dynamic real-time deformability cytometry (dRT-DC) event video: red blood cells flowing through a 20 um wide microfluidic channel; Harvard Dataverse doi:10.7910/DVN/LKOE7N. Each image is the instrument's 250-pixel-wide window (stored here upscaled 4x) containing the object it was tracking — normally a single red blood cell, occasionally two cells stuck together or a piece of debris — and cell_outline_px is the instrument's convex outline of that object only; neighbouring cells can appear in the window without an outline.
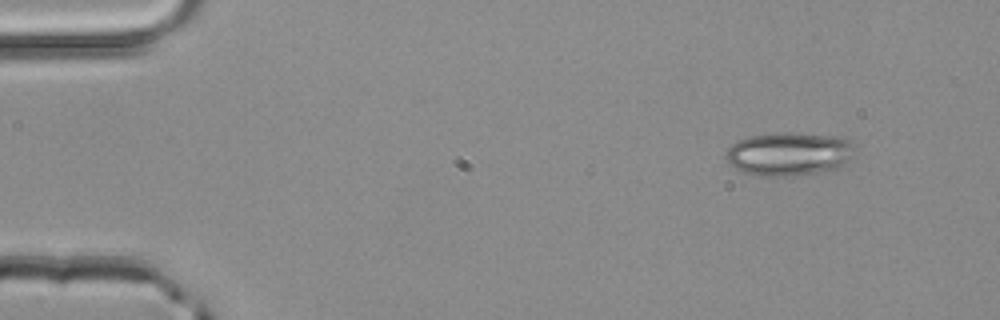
{"species": "common noctule bat (a hibernating species)", "species_latin": "Nyctalus noctula", "temperature_condition": "room temperature", "stored_images_in_passage": 4, "camera_frame_rate_fps": 3000, "um_per_image_px": 0.085, "animal": {"sex": "male", "body_mass_g": 20.4}, "frame": {"image": 1, "passage_image": 2, "time_ms": 0.333, "image_size_px": [1000, 320], "cell_outline_px": [[856, 156], [836, 168], [816, 172], [788, 176], [764, 176], [744, 172], [728, 164], [724, 156], [728, 148], [732, 144], [748, 136], [772, 132], [792, 132], [840, 136], [848, 140], [852, 144]], "centroid_in_image_um": [67.06, 13.05], "position_along_channel_um": 17.9, "area_um2": 32.89}}